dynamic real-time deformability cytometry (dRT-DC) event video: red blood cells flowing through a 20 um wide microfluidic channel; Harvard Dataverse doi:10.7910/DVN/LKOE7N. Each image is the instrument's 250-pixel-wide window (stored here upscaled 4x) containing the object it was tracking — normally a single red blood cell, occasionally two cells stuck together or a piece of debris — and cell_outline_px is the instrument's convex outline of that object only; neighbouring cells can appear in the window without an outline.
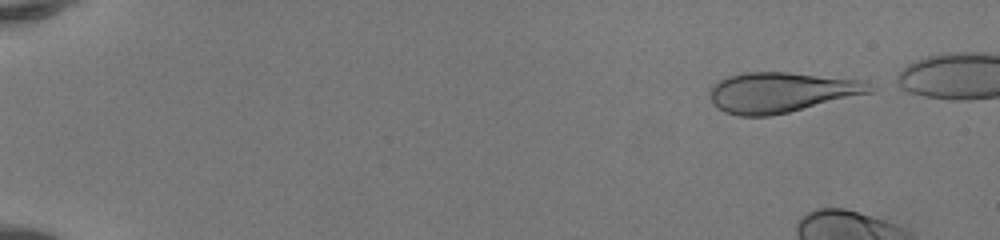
{"species": "human", "species_latin": "Homo sapiens", "temperature_condition": "room temperature", "stored_images_in_passage": 10, "camera_frame_rate_fps": 3000, "um_per_image_px": 0.085, "donor": {"sex": "female"}, "frame": {"image": 1, "passage_image": 1, "time_ms": 0.0, "image_size_px": [1000, 240], "cell_outline_px": [[876, 88], [872, 92], [772, 116], [740, 116], [724, 112], [716, 108], [712, 104], [708, 96], [712, 84], [716, 80], [728, 76], [744, 72], [788, 72], [860, 80]], "centroid_in_image_um": [66.31, 7.85], "position_along_channel_um": 18.7, "area_um2": 37.63}}